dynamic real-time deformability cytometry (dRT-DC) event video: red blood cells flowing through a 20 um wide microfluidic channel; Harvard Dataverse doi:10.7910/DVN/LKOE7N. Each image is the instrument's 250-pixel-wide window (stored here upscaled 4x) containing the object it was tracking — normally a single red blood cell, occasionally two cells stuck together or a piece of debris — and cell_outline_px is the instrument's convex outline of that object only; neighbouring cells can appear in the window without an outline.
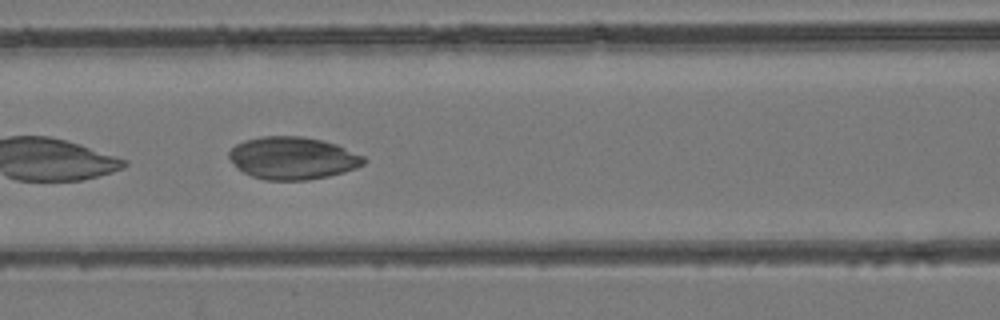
{"species": "common noctule bat (a hibernating species)", "species_latin": "Nyctalus noctula", "temperature_condition": "room temperature", "stored_images_in_passage": 21, "camera_frame_rate_fps": 3000, "um_per_image_px": 0.085, "animal": {"sex": "female", "body_mass_g": 24.6, "forearm_length_mm": 56.2}, "frame": {"image": 1, "passage_image": 12, "time_ms": 3.667, "image_size_px": [1000, 320], "cell_outline_px": [[368, 160], [364, 164], [356, 168], [344, 172], [328, 176], [308, 180], [264, 180], [252, 176], [236, 168], [228, 156], [228, 152], [236, 144], [244, 140], [260, 136], [300, 136], [320, 140], [336, 144], [364, 156]], "centroid_in_image_um": [24.87, 13.44], "position_along_channel_um": 141.7, "area_um2": 33.47}}
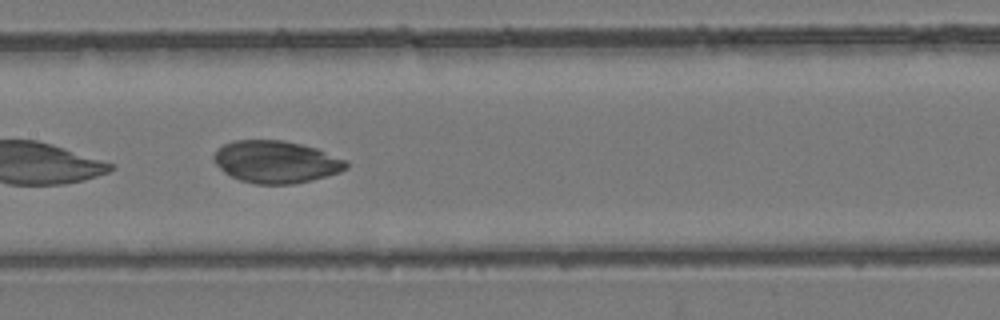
{"frame": {"image": 2, "passage_image": 15, "time_ms": 4.667, "image_size_px": [1000, 320], "cell_outline_px": [[348, 168], [340, 172], [312, 180], [292, 184], [256, 184], [240, 180], [224, 172], [212, 160], [212, 156], [216, 148], [232, 140], [284, 140], [316, 148], [348, 160]], "centroid_in_image_um": [23.45, 13.75], "position_along_channel_um": 183.9, "area_um2": 32.83}}
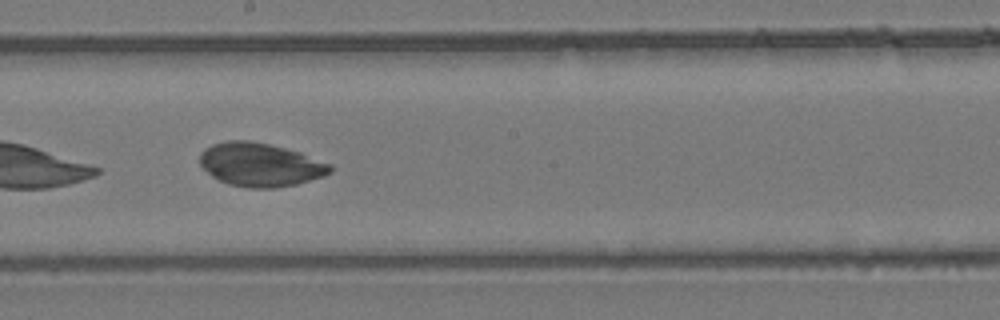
{"frame": {"image": 3, "passage_image": 18, "time_ms": 5.667, "image_size_px": [1000, 320], "cell_outline_px": [[332, 172], [324, 176], [296, 184], [276, 188], [248, 188], [228, 184], [212, 176], [200, 164], [200, 152], [204, 148], [212, 144], [228, 140], [248, 140], [268, 144], [300, 152], [332, 164]], "centroid_in_image_um": [22.13, 14.0], "position_along_channel_um": 226.1, "area_um2": 33.12}}